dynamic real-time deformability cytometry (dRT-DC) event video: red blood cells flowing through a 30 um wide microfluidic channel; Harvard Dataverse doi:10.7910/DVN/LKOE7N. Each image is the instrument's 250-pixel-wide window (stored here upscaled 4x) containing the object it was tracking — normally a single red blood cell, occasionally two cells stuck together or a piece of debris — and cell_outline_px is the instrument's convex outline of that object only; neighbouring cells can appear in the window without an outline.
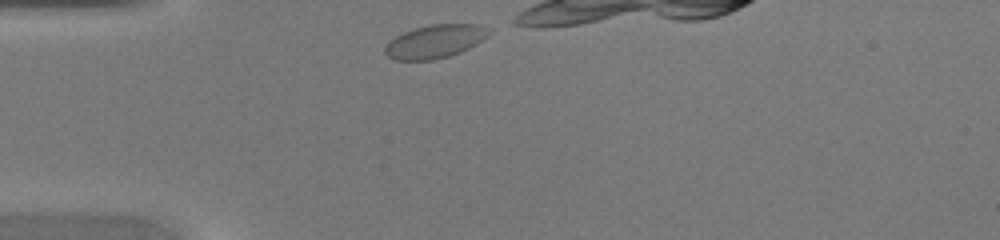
{"species": "common noctule bat (a hibernating species)", "species_latin": "Nyctalus noctula", "temperature_condition": "warm", "stored_images_in_passage": 8, "camera_frame_rate_fps": 3000, "um_per_image_px": 0.085, "animal": {"sex": "female", "body_mass_g": 20.0, "forearm_length_mm": 54.0}, "frame": {"image": 1, "passage_image": 1, "time_ms": 0.0, "image_size_px": [1000, 240], "cell_outline_px": [[492, 32], [488, 36], [476, 44], [460, 52], [448, 56], [432, 60], [396, 60], [388, 56], [384, 52], [384, 48], [388, 40], [404, 32], [416, 28], [432, 24], [480, 24], [492, 28]], "centroid_in_image_um": [37.0, 3.51], "position_along_channel_um": 48.0, "area_um2": 20.29}}